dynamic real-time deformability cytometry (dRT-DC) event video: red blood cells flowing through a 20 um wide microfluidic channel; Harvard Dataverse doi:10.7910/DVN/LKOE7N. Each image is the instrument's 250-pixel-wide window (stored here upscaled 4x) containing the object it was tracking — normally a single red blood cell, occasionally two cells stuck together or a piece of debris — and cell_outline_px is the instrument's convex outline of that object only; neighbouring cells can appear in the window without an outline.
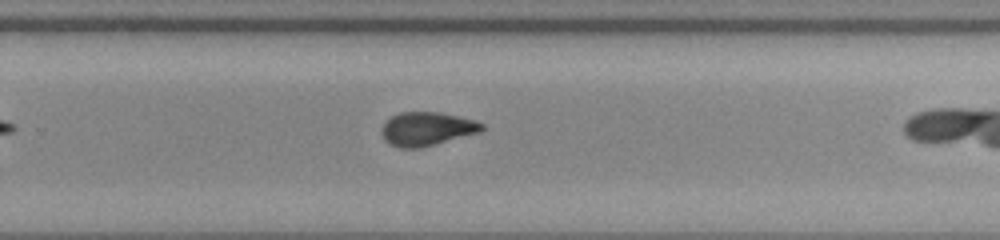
{"species": "common noctule bat (a hibernating species)", "species_latin": "Nyctalus noctula", "temperature_condition": "room temperature", "stored_images_in_passage": 22, "camera_frame_rate_fps": 3000, "um_per_image_px": 0.085, "animal": {"sex": "male", "body_mass_g": 20.0, "forearm_length_mm": 53.3}, "frame": {"image": 1, "passage_image": 15, "time_ms": 4.667, "image_size_px": [1000, 240], "cell_outline_px": [[484, 128], [480, 132], [420, 148], [400, 148], [388, 144], [384, 140], [380, 132], [384, 124], [392, 116], [400, 112], [440, 112], [476, 120], [484, 124]], "centroid_in_image_um": [36.27, 10.96], "position_along_channel_um": 293.5, "area_um2": 19.71}}
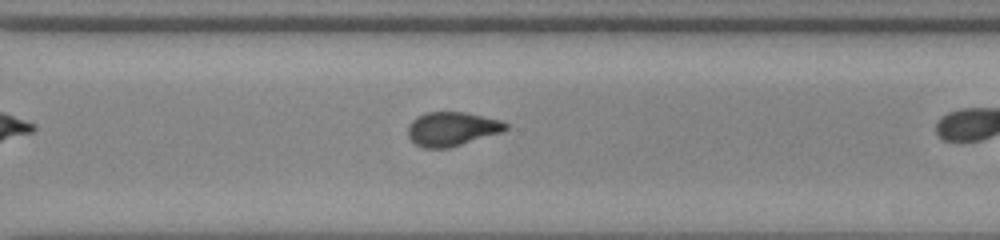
{"frame": {"image": 2, "passage_image": 18, "time_ms": 5.667, "image_size_px": [1000, 240], "cell_outline_px": [[508, 128], [504, 132], [448, 148], [424, 148], [416, 144], [408, 136], [408, 124], [416, 116], [424, 112], [464, 112], [500, 120], [508, 124]], "centroid_in_image_um": [38.41, 10.95], "position_along_channel_um": 332.2, "area_um2": 19.48}}